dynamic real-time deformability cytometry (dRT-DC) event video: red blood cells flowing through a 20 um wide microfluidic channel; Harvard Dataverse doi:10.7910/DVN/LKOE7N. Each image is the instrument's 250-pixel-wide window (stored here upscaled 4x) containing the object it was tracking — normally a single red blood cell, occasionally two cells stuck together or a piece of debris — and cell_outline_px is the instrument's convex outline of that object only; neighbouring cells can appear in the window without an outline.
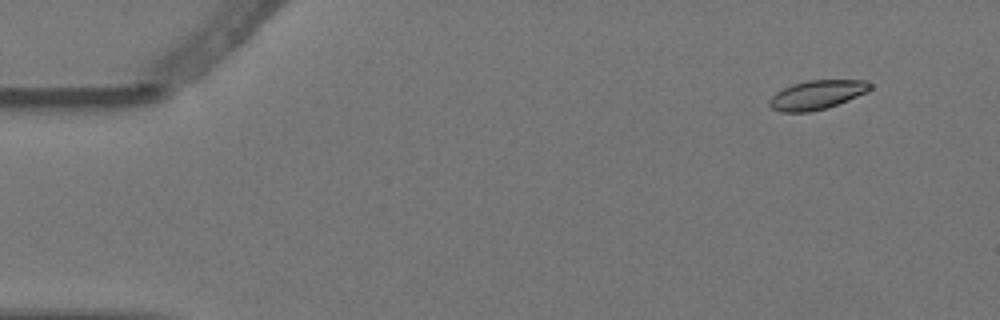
{"species": "Egyptian fruit bat (a non-hibernating species)", "species_latin": "Rousettus aegyptiacus", "temperature_condition": "warm", "stored_images_in_passage": 5, "camera_frame_rate_fps": 3000, "um_per_image_px": 0.085, "animal": {"sex": "female"}, "frame": {"image": 1, "passage_image": 2, "time_ms": 0.333, "image_size_px": [1000, 320], "cell_outline_px": [[872, 88], [848, 100], [824, 108], [808, 112], [780, 112], [772, 108], [768, 104], [768, 100], [776, 92], [792, 84], [808, 80], [864, 80], [872, 84]], "centroid_in_image_um": [69.39, 8.05], "position_along_channel_um": 15.6, "area_um2": 16.82}}
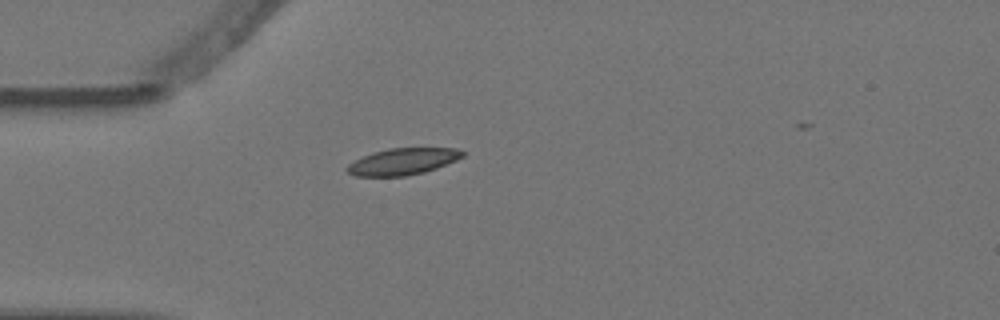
{"frame": {"image": 2, "passage_image": 5, "time_ms": 1.333, "image_size_px": [1000, 320], "cell_outline_px": [[464, 156], [456, 160], [436, 168], [424, 172], [404, 176], [356, 176], [348, 172], [344, 168], [348, 164], [372, 152], [388, 148], [456, 148], [464, 152]], "centroid_in_image_um": [34.22, 13.72], "position_along_channel_um": 50.8, "area_um2": 17.8}}